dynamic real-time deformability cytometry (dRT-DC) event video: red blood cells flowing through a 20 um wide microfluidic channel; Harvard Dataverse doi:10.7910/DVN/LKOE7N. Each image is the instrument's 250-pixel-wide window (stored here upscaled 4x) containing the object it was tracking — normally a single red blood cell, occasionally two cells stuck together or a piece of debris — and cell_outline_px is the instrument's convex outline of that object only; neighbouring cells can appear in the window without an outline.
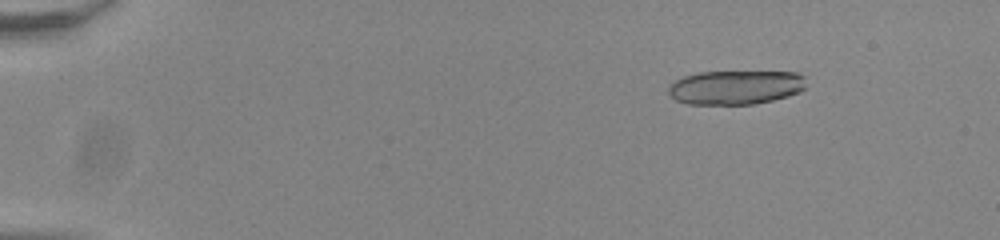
{"species": "common noctule bat (a hibernating species)", "species_latin": "Nyctalus noctula", "temperature_condition": "room temperature", "stored_images_in_passage": 23, "camera_frame_rate_fps": 3000, "um_per_image_px": 0.085, "animal": {"sex": "male", "body_mass_g": 20.0, "forearm_length_mm": 53.3}, "frame": {"image": 1, "passage_image": 8, "time_ms": 2.333, "image_size_px": [1000, 240], "cell_outline_px": [[804, 88], [800, 92], [788, 96], [756, 104], [688, 104], [676, 100], [668, 92], [668, 84], [684, 76], [696, 72], [796, 72], [804, 76]], "centroid_in_image_um": [62.5, 7.42], "position_along_channel_um": 22.5, "area_um2": 27.4}}